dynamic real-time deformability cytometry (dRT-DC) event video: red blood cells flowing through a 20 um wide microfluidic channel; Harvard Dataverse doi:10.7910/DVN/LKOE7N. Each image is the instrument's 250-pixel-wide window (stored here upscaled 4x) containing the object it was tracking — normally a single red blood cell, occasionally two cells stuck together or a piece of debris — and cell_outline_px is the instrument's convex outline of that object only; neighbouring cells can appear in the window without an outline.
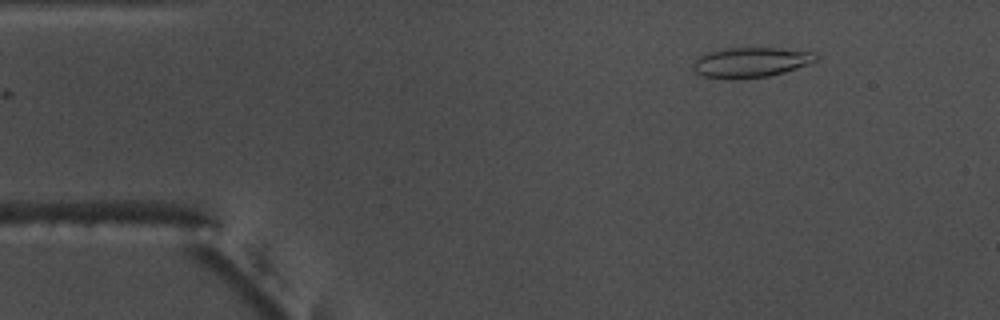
{"species": "common noctule bat (a hibernating species)", "species_latin": "Nyctalus noctula", "temperature_condition": "warm", "stored_images_in_passage": 48, "camera_frame_rate_fps": 3000, "um_per_image_px": 0.085, "animal": {"sex": "male", "body_mass_g": 17.5, "forearm_length_mm": 52.3}, "frame": {"image": 1, "passage_image": 1, "time_ms": 0.0, "image_size_px": [1000, 320], "cell_outline_px": [[816, 60], [812, 64], [784, 72], [768, 76], [736, 80], [704, 76], [696, 72], [692, 68], [692, 64], [704, 52], [724, 48], [780, 48], [816, 52]], "centroid_in_image_um": [63.82, 5.3], "position_along_channel_um": 21.2, "area_um2": 21.79}}
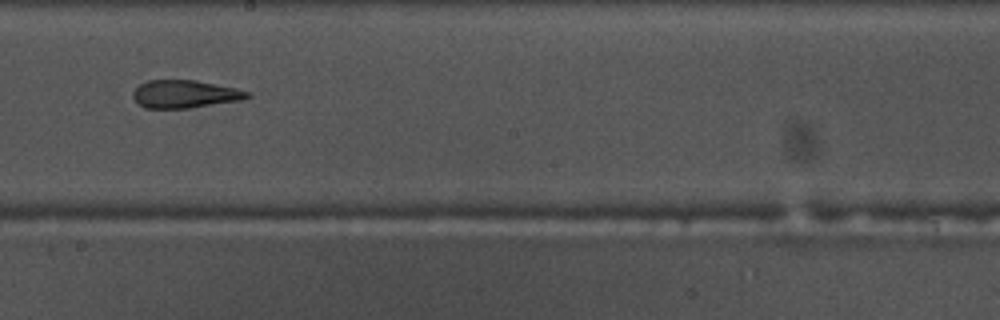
{"frame": {"image": 2, "passage_image": 24, "time_ms": 7.667, "image_size_px": [1000, 320], "cell_outline_px": [[252, 96], [244, 100], [192, 108], [144, 108], [132, 96], [132, 92], [140, 84], [148, 80], [196, 80], [236, 88], [248, 92]], "centroid_in_image_um": [15.75, 8.0], "position_along_channel_um": 232.5, "area_um2": 18.67}}
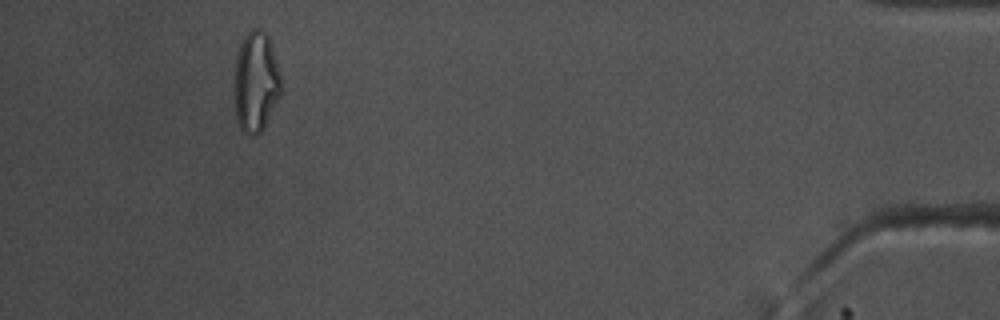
{"frame": {"image": 3, "passage_image": 44, "time_ms": 14.333, "image_size_px": [1000, 320], "cell_outline_px": [[284, 88], [280, 96], [260, 132], [256, 136], [248, 136], [240, 128], [236, 120], [232, 96], [236, 52], [244, 36], [252, 28], [260, 28], [268, 36], [280, 72]], "centroid_in_image_um": [21.71, 6.97], "position_along_channel_um": 413.5, "area_um2": 28.21}, "authors_computed_cell_mechanics": {"area_um2": 20.4901, "velocity_mm_per_s": 3.7522, "shape_relaxation_time_tau1_ms": null, "shape_relaxation_time_tau2_ms": 3.21, "deformation_change_tau1": null, "deformation_change_tau2": 0.1349}}